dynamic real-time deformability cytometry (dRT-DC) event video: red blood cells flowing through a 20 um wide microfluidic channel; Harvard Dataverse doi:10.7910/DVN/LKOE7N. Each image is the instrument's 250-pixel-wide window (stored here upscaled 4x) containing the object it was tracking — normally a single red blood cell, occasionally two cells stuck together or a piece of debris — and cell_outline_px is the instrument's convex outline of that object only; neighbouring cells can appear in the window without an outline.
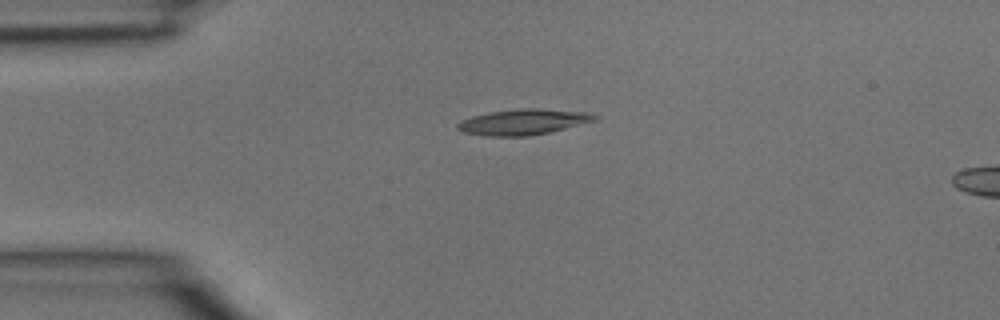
{"species": "common noctule bat (a hibernating species)", "species_latin": "Nyctalus noctula", "temperature_condition": "room temperature", "stored_images_in_passage": 4, "camera_frame_rate_fps": 3000, "um_per_image_px": 0.085, "animal": {"sex": "male", "body_mass_g": 15.6}, "frame": {"image": 1, "passage_image": 1, "time_ms": 0.0, "image_size_px": [1000, 320], "cell_outline_px": [[600, 120], [548, 132], [528, 136], [484, 136], [464, 132], [456, 128], [456, 124], [460, 120], [472, 116], [488, 112], [520, 108], [536, 108], [584, 112], [600, 116]], "centroid_in_image_um": [44.47, 10.36], "position_along_channel_um": 40.5, "area_um2": 20.63}}